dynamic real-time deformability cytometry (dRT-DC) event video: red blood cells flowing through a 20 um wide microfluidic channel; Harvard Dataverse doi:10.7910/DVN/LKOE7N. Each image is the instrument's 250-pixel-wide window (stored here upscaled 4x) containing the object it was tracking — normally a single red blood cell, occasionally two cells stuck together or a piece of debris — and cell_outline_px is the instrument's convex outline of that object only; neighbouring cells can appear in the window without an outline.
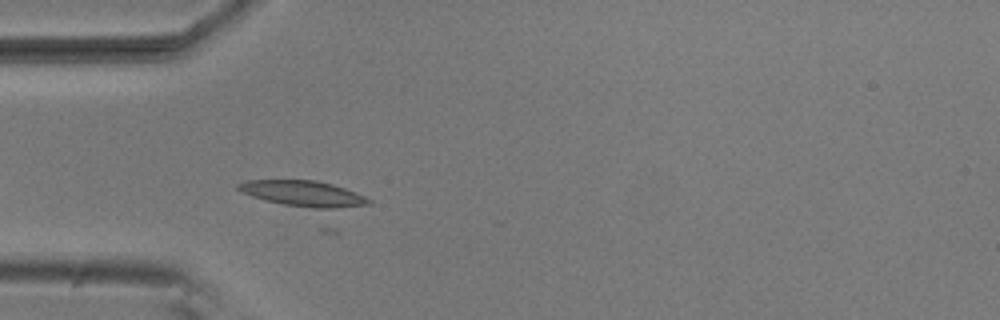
{"species": "common noctule bat (a hibernating species)", "species_latin": "Nyctalus noctula", "temperature_condition": "room temperature", "stored_images_in_passage": 3, "camera_frame_rate_fps": 3000, "um_per_image_px": 0.085, "animal": {"sex": "male", "body_mass_g": 20.5, "forearm_length_mm": 52.5}, "frame": {"image": 1, "passage_image": 3, "time_ms": 0.667, "image_size_px": [1000, 320], "cell_outline_px": [[372, 204], [336, 236], [320, 232], [240, 192], [236, 188], [236, 184], [244, 180], [316, 180], [332, 184], [356, 192], [372, 200]], "centroid_in_image_um": [26.29, 17.17], "position_along_channel_um": 58.7, "area_um2": 31.85}}